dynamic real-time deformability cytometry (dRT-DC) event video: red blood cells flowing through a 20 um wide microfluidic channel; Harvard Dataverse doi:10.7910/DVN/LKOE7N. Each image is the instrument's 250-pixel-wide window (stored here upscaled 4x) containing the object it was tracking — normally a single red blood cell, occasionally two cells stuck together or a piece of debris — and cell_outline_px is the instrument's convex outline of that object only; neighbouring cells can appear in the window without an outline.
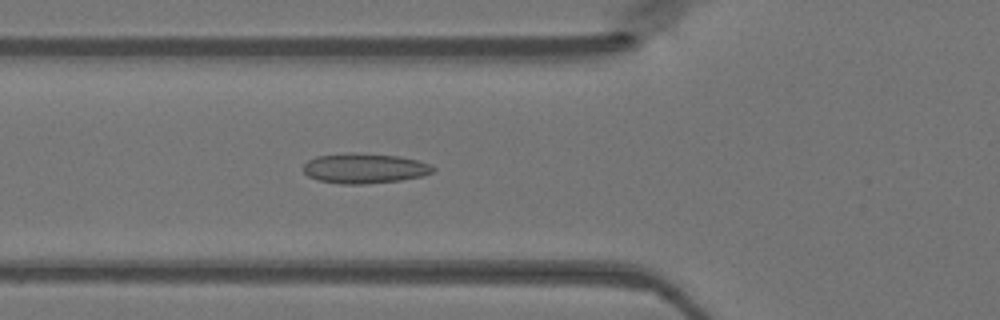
{"species": "Egyptian fruit bat (a non-hibernating species)", "species_latin": "Rousettus aegyptiacus", "temperature_condition": "warm", "stored_images_in_passage": 48, "camera_frame_rate_fps": 3000, "um_per_image_px": 0.085, "animal": {"sex": "female"}, "frame": {"image": 1, "passage_image": 17, "time_ms": 5.333, "image_size_px": [1000, 320], "cell_outline_px": [[436, 168], [432, 172], [424, 176], [400, 180], [364, 184], [340, 184], [316, 180], [308, 176], [304, 172], [304, 164], [308, 160], [316, 156], [352, 152], [400, 156], [416, 160], [428, 164]], "centroid_in_image_um": [30.96, 14.31], "position_along_channel_um": 94.8, "area_um2": 22.77}}
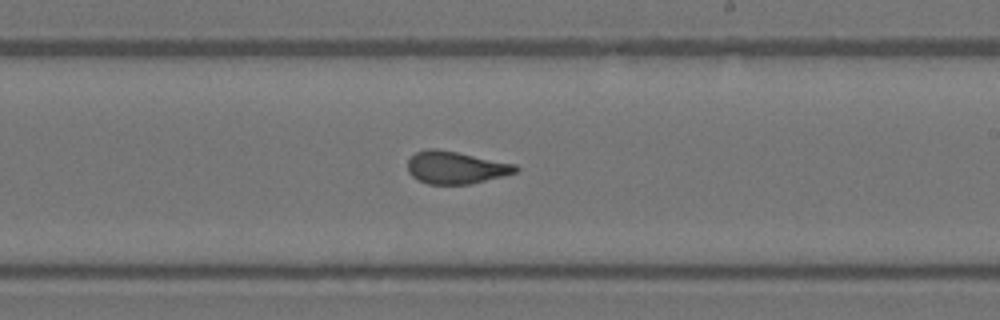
{"frame": {"image": 2, "passage_image": 28, "time_ms": 9.0, "image_size_px": [1000, 320], "cell_outline_px": [[520, 168], [516, 172], [504, 176], [468, 184], [428, 184], [412, 176], [408, 172], [408, 160], [416, 152], [428, 148], [436, 148], [516, 164]], "centroid_in_image_um": [38.74, 14.24], "position_along_channel_um": 250.3, "area_um2": 20.29}}
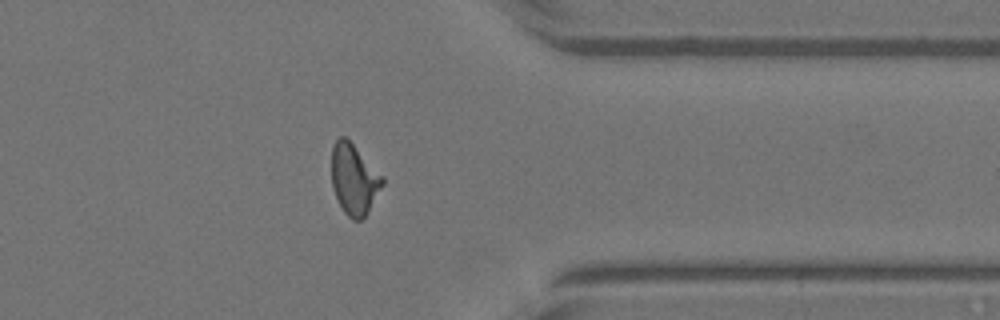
{"frame": {"image": 3, "passage_image": 38, "time_ms": 12.333, "image_size_px": [1000, 320], "cell_outline_px": [[384, 184], [368, 212], [360, 220], [352, 220], [344, 212], [332, 188], [332, 144], [340, 136], [344, 136], [384, 176]], "centroid_in_image_um": [30.1, 15.24], "position_along_channel_um": 381.3, "area_um2": 20.81}}